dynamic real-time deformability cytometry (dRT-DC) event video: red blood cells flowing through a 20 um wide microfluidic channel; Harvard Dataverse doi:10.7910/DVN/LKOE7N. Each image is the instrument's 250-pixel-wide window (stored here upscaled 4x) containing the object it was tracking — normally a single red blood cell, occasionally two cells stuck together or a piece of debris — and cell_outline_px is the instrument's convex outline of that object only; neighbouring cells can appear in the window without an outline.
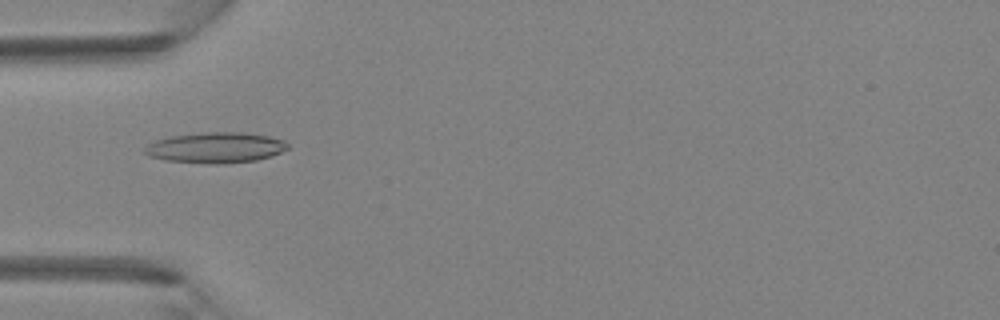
{"species": "Egyptian fruit bat (a non-hibernating species)", "species_latin": "Rousettus aegyptiacus", "temperature_condition": "room temperature", "stored_images_in_passage": 6, "camera_frame_rate_fps": 3000, "um_per_image_px": 0.085, "animal": {"sex": "female"}, "frame": {"image": 1, "passage_image": 5, "time_ms": 1.333, "image_size_px": [1000, 320], "cell_outline_px": [[288, 148], [272, 156], [256, 160], [224, 164], [212, 164], [164, 160], [148, 156], [144, 152], [144, 148], [148, 144], [156, 140], [172, 136], [208, 132], [244, 132], [268, 136], [284, 140], [288, 144]], "centroid_in_image_um": [18.33, 12.55], "position_along_channel_um": 66.7, "area_um2": 25.55}}
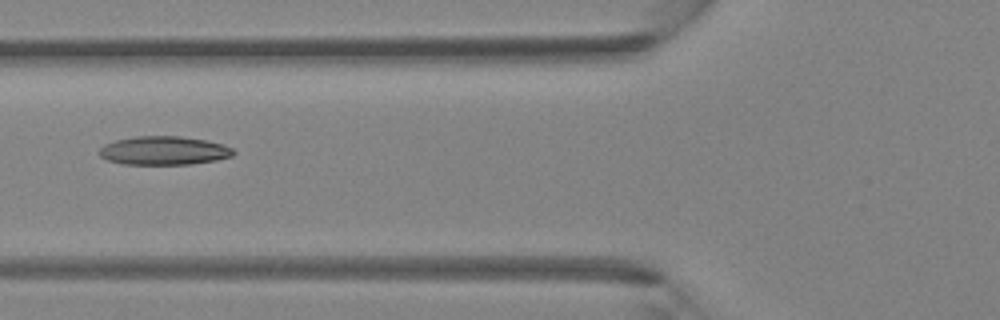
{"frame": {"image": 2, "passage_image": 6, "time_ms": 1.667, "image_size_px": [1000, 320], "cell_outline_px": [[236, 152], [232, 156], [216, 160], [192, 164], [124, 164], [108, 160], [100, 156], [100, 148], [104, 144], [116, 140], [136, 136], [180, 136], [204, 140], [224, 144], [232, 148]], "centroid_in_image_um": [13.95, 12.8], "position_along_channel_um": 111.9, "area_um2": 22.31}}